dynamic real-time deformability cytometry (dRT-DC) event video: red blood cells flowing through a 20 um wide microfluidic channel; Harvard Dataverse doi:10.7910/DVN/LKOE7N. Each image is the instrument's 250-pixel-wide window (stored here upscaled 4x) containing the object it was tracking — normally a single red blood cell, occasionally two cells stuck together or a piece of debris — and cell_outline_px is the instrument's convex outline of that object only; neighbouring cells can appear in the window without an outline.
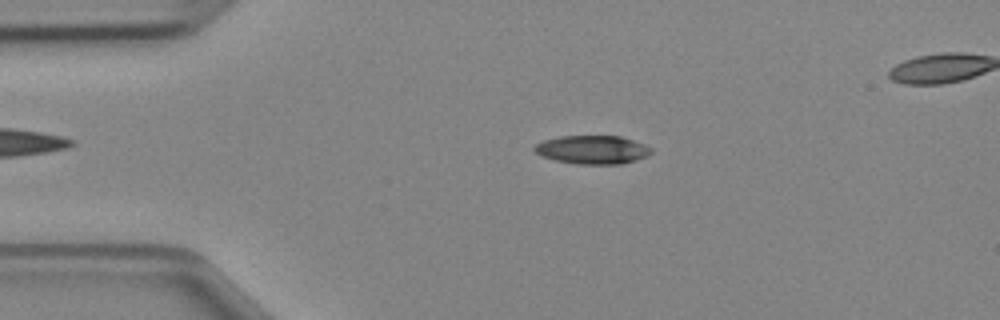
{"species": "Egyptian fruit bat (a non-hibernating species)", "species_latin": "Rousettus aegyptiacus", "temperature_condition": "cold", "stored_images_in_passage": 45, "camera_frame_rate_fps": 3000, "um_per_image_px": 0.085, "animal": {"sex": "female"}, "frame": {"image": 1, "passage_image": 9, "time_ms": 2.667, "image_size_px": [1000, 320], "cell_outline_px": [[652, 152], [648, 156], [636, 160], [620, 164], [576, 164], [556, 160], [544, 156], [536, 152], [532, 148], [536, 144], [544, 140], [560, 136], [620, 136], [644, 144], [652, 148]], "centroid_in_image_um": [50.38, 12.72], "position_along_channel_um": 34.6, "area_um2": 19.31}}
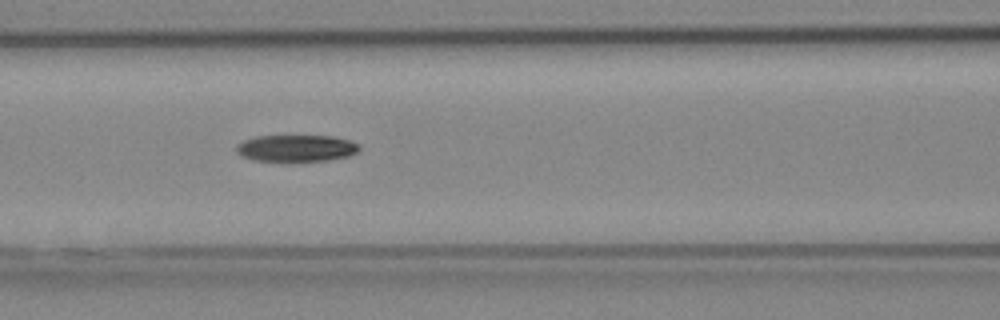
{"frame": {"image": 2, "passage_image": 19, "time_ms": 6.0, "image_size_px": [1000, 320], "cell_outline_px": [[360, 148], [356, 152], [348, 156], [328, 160], [292, 164], [284, 164], [252, 160], [236, 152], [236, 144], [244, 140], [256, 136], [332, 136], [348, 140], [360, 144]], "centroid_in_image_um": [25.14, 12.65], "position_along_channel_um": 141.5, "area_um2": 20.06}}
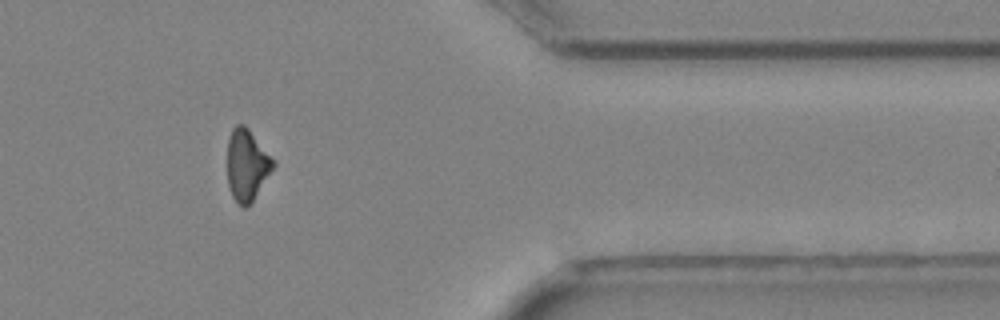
{"frame": {"image": 3, "passage_image": 38, "time_ms": 12.333, "image_size_px": [1000, 320], "cell_outline_px": [[276, 164], [252, 200], [244, 208], [232, 196], [228, 184], [228, 136], [232, 128], [236, 124], [244, 124], [248, 128], [276, 160]], "centroid_in_image_um": [20.99, 13.96], "position_along_channel_um": 390.4, "area_um2": 18.96}}